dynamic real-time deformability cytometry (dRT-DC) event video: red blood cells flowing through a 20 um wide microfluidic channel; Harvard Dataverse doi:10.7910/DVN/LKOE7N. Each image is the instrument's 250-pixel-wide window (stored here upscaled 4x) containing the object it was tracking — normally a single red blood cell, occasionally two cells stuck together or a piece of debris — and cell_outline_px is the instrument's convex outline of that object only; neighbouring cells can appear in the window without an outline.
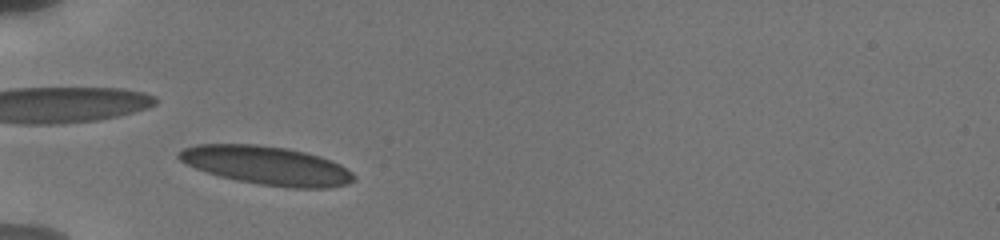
{"species": "human", "species_latin": "Homo sapiens", "temperature_condition": "cold", "stored_images_in_passage": 59, "camera_frame_rate_fps": 3000, "um_per_image_px": 0.085, "donor": {"sex": "male"}, "frame": {"image": 1, "passage_image": 2, "time_ms": 0.333, "image_size_px": [1000, 240], "cell_outline_px": [[356, 180], [348, 184], [328, 188], [288, 188], [260, 184], [236, 180], [220, 176], [196, 168], [180, 160], [176, 156], [176, 152], [184, 148], [196, 144], [256, 144], [288, 148], [308, 152], [320, 156], [340, 164], [352, 172], [356, 176]], "centroid_in_image_um": [22.7, 14.06], "position_along_channel_um": 62.3, "area_um2": 39.59}}
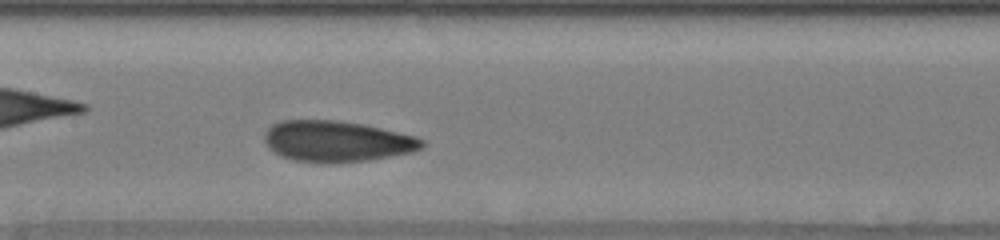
{"frame": {"image": 2, "passage_image": 20, "time_ms": 3.667, "image_size_px": [1000, 240], "cell_outline_px": [[424, 144], [420, 148], [412, 152], [368, 160], [292, 160], [280, 156], [268, 148], [264, 140], [264, 132], [272, 124], [280, 120], [336, 120], [360, 124], [380, 128], [416, 136], [424, 140]], "centroid_in_image_um": [28.59, 11.97], "position_along_channel_um": 178.8, "area_um2": 36.7}}
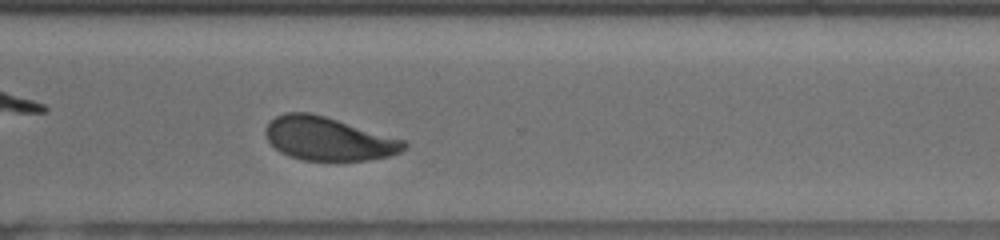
{"frame": {"image": 3, "passage_image": 39, "time_ms": 8.0, "image_size_px": [1000, 240], "cell_outline_px": [[408, 144], [400, 152], [388, 156], [368, 160], [304, 160], [280, 152], [268, 140], [264, 132], [268, 124], [276, 116], [284, 112], [308, 112], [324, 116], [404, 140]], "centroid_in_image_um": [27.89, 11.79], "position_along_channel_um": 342.7, "area_um2": 34.45}, "authors_computed_cell_mechanics": {"area_um2": 36.9342, "velocity_mm_per_s": 3.791, "shape_relaxation_time_tau1_ms": 4.138, "shape_relaxation_time_tau2_ms": 1.1399, "deformation_change_tau1": 0.1287, "deformation_change_tau2": 0.0644}}